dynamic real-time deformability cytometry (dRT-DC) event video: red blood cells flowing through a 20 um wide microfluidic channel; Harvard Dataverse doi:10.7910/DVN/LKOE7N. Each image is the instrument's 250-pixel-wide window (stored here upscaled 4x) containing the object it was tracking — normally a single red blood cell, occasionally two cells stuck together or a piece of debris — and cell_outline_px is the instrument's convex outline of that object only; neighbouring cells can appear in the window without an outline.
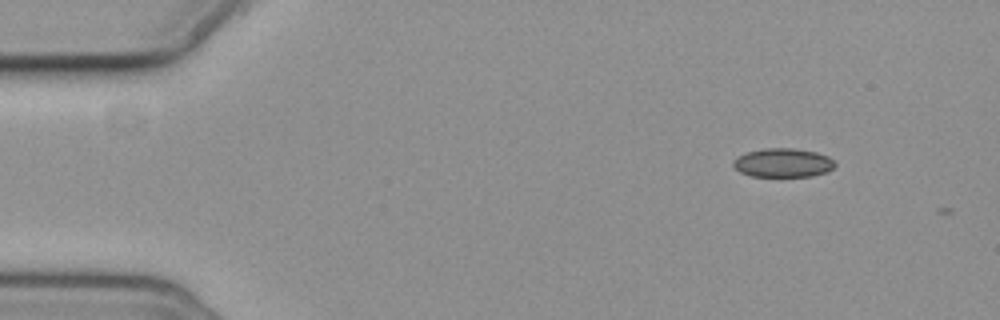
{"species": "common noctule bat (a hibernating species)", "species_latin": "Nyctalus noctula", "temperature_condition": "cold", "stored_images_in_passage": 5, "camera_frame_rate_fps": 3000, "um_per_image_px": 0.085, "animal": {"sex": "female", "body_mass_g": 19.3, "forearm_length_mm": 54.1}, "frame": {"image": 1, "passage_image": 1, "time_ms": 0.0, "image_size_px": [1000, 320], "cell_outline_px": [[836, 164], [828, 172], [812, 176], [752, 176], [740, 172], [732, 164], [732, 160], [736, 156], [748, 152], [764, 148], [796, 148], [816, 152], [828, 156]], "centroid_in_image_um": [66.54, 13.83], "position_along_channel_um": 18.5, "area_um2": 17.17}}
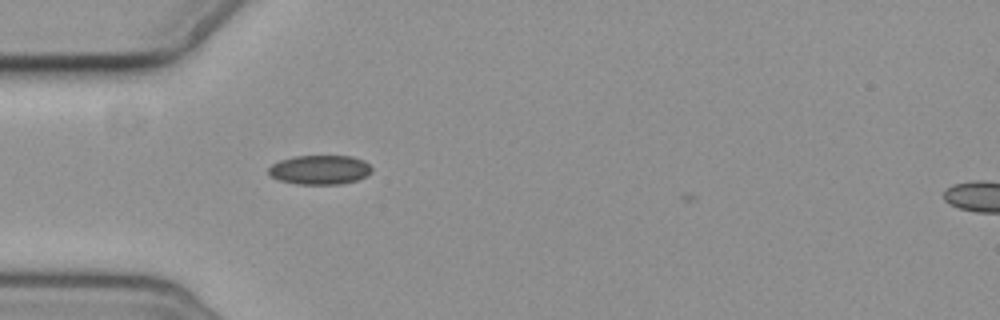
{"frame": {"image": 2, "passage_image": 4, "time_ms": 3.667, "image_size_px": [1000, 320], "cell_outline_px": [[372, 172], [368, 176], [356, 180], [340, 184], [296, 184], [280, 180], [272, 176], [268, 172], [268, 168], [272, 164], [280, 160], [292, 156], [352, 156], [364, 160], [372, 168]], "centroid_in_image_um": [27.2, 14.42], "position_along_channel_um": 57.8, "area_um2": 17.69}}